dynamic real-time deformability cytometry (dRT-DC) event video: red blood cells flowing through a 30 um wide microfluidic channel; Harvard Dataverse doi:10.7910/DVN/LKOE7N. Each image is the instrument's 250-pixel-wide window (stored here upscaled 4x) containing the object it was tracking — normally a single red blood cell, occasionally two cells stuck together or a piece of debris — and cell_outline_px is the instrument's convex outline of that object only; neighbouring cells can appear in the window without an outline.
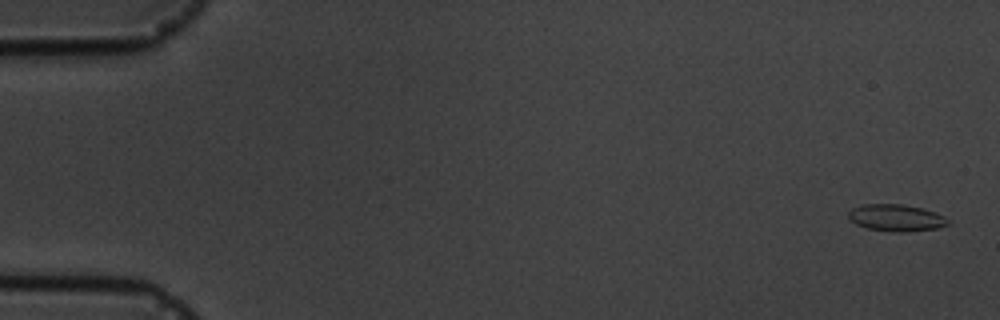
{"species": "common noctule bat (a hibernating species)", "species_latin": "Nyctalus noctula", "temperature_condition": "cold", "stored_images_in_passage": 5, "camera_frame_rate_fps": 3000, "um_per_image_px": 0.085, "animal": {"sex": "male", "body_mass_g": 19.5, "forearm_length_mm": 54.6}, "frame": {"image": 1, "passage_image": 1, "time_ms": 0.0, "image_size_px": [1000, 320], "cell_outline_px": [[948, 224], [936, 228], [904, 232], [892, 232], [868, 228], [856, 224], [848, 216], [848, 212], [852, 208], [860, 204], [904, 204], [924, 208], [936, 212], [944, 216], [948, 220]], "centroid_in_image_um": [76.17, 18.5], "position_along_channel_um": 8.8, "area_um2": 15.61}}
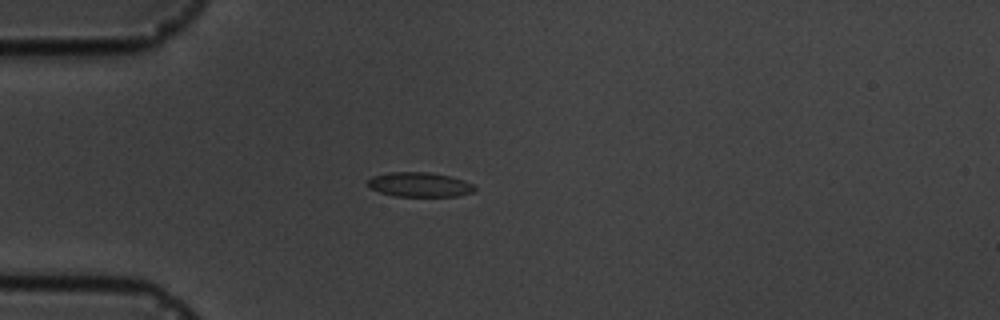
{"frame": {"image": 2, "passage_image": 5, "time_ms": 4.667, "image_size_px": [1000, 320], "cell_outline_px": [[476, 192], [460, 196], [396, 196], [380, 192], [372, 188], [368, 184], [368, 180], [372, 176], [388, 172], [428, 172], [448, 176], [464, 180], [472, 184], [476, 188]], "centroid_in_image_um": [35.7, 15.69], "position_along_channel_um": 49.3, "area_um2": 15.26}}